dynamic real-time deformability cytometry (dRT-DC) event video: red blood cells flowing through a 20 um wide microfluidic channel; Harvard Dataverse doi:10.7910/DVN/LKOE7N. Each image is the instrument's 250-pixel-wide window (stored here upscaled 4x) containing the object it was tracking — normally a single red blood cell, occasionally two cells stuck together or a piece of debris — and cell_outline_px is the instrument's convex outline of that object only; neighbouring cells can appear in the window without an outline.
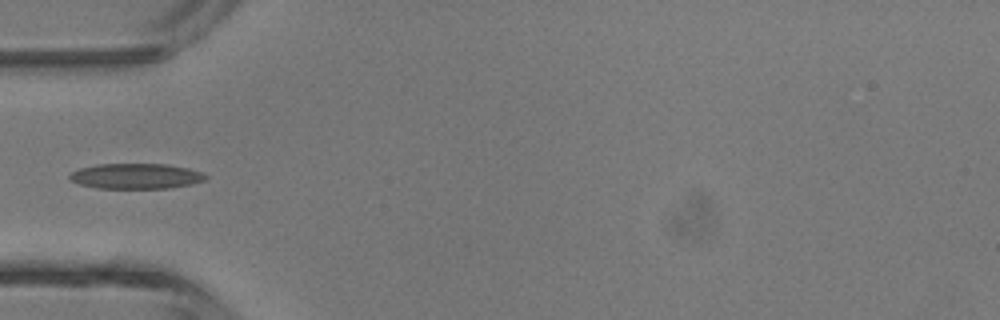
{"species": "common noctule bat (a hibernating species)", "species_latin": "Nyctalus noctula", "temperature_condition": "room temperature", "stored_images_in_passage": 6, "camera_frame_rate_fps": 3000, "um_per_image_px": 0.085, "animal": {"sex": "male", "body_mass_g": 13.3}, "frame": {"image": 1, "passage_image": 5, "time_ms": 4.667, "image_size_px": [1000, 320], "cell_outline_px": [[208, 180], [192, 184], [168, 188], [96, 188], [80, 184], [72, 180], [68, 176], [72, 172], [80, 168], [96, 164], [164, 164], [188, 168], [200, 172], [208, 176]], "centroid_in_image_um": [11.58, 14.97], "position_along_channel_um": 73.4, "area_um2": 20.06}}
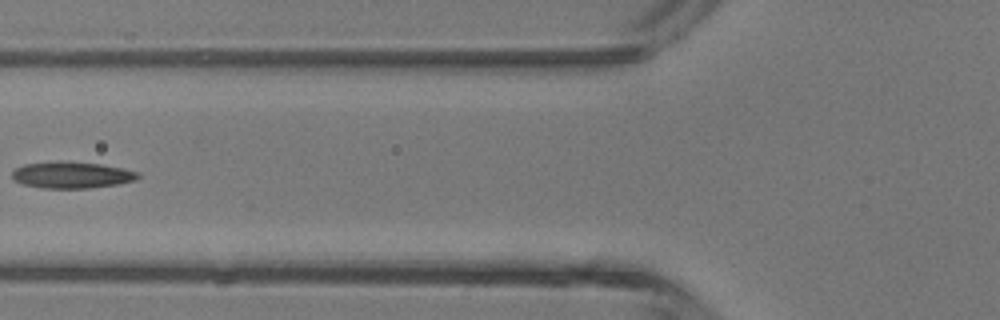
{"frame": {"image": 2, "passage_image": 6, "time_ms": 5.667, "image_size_px": [1000, 320], "cell_outline_px": [[140, 176], [136, 180], [116, 184], [88, 188], [44, 188], [24, 184], [12, 180], [12, 172], [16, 168], [24, 164], [60, 160], [68, 160], [100, 164], [120, 168], [136, 172]], "centroid_in_image_um": [6.04, 14.86], "position_along_channel_um": 119.8, "area_um2": 19.48}}